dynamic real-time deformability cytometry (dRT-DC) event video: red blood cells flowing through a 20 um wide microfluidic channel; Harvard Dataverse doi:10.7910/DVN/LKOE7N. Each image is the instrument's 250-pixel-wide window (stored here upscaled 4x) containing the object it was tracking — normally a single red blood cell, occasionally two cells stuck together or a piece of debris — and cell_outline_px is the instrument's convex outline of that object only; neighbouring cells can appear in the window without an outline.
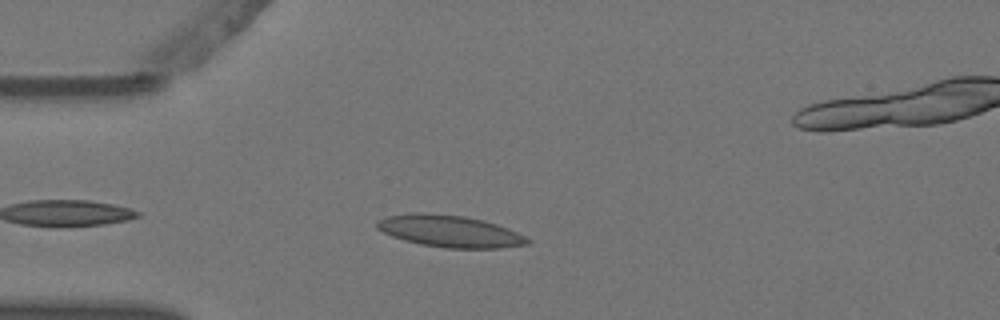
{"species": "Egyptian fruit bat (a non-hibernating species)", "species_latin": "Rousettus aegyptiacus", "temperature_condition": "warm", "stored_images_in_passage": 6, "camera_frame_rate_fps": 3000, "um_per_image_px": 0.085, "animal": {"sex": "female"}, "frame": {"image": 1, "passage_image": 4, "time_ms": 1.0, "image_size_px": [1000, 320], "cell_outline_px": [[532, 240], [528, 244], [500, 248], [444, 248], [420, 244], [404, 240], [392, 236], [376, 228], [376, 220], [388, 216], [412, 212], [424, 212], [464, 216], [484, 220], [508, 228]], "centroid_in_image_um": [38.21, 19.65], "position_along_channel_um": 46.8, "area_um2": 28.03}}
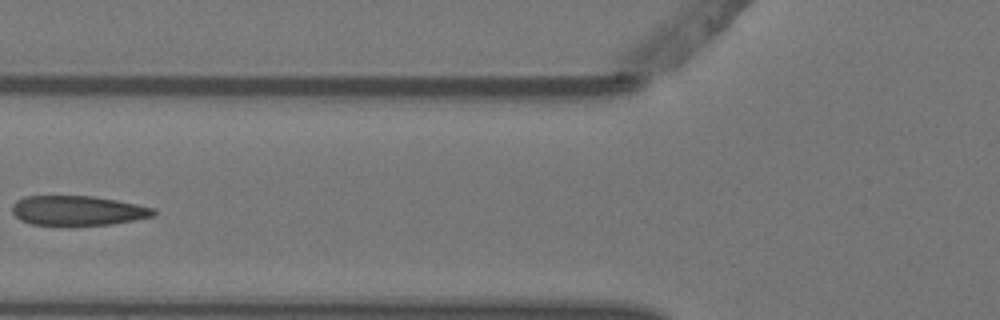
{"frame": {"image": 2, "passage_image": 6, "time_ms": 1.667, "image_size_px": [1000, 320], "cell_outline_px": [[156, 212], [152, 216], [112, 224], [32, 224], [20, 220], [12, 212], [12, 204], [16, 200], [24, 196], [92, 196], [116, 200], [156, 208]], "centroid_in_image_um": [6.58, 17.88], "position_along_channel_um": 119.2, "area_um2": 24.1}}